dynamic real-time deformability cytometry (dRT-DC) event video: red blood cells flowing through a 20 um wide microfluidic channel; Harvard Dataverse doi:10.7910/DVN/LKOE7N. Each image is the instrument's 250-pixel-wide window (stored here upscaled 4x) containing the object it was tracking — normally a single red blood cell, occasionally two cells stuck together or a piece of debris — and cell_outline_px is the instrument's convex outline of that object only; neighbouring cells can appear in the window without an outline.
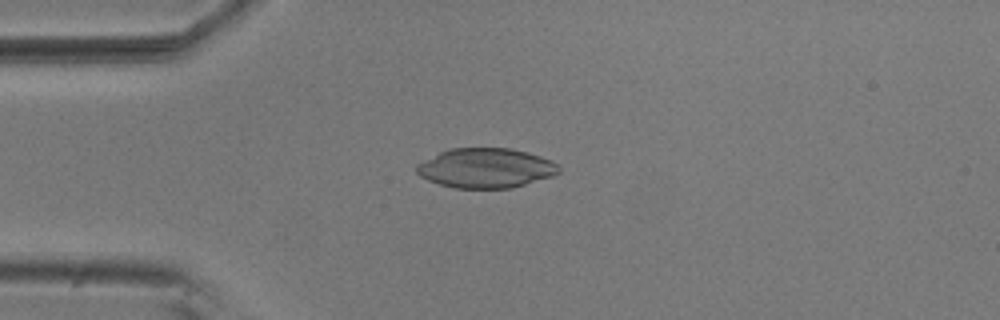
{"species": "common noctule bat (a hibernating species)", "species_latin": "Nyctalus noctula", "temperature_condition": "room temperature", "stored_images_in_passage": 5, "camera_frame_rate_fps": 3000, "um_per_image_px": 0.085, "animal": {"sex": "male", "body_mass_g": 20.5, "forearm_length_mm": 52.5}, "frame": {"image": 1, "passage_image": 3, "time_ms": 0.667, "image_size_px": [1000, 320], "cell_outline_px": [[560, 172], [552, 176], [512, 188], [452, 188], [428, 180], [420, 176], [416, 172], [416, 164], [440, 152], [452, 148], [512, 148], [528, 152], [552, 160], [560, 168]], "centroid_in_image_um": [41.29, 14.28], "position_along_channel_um": 43.7, "area_um2": 32.95}}